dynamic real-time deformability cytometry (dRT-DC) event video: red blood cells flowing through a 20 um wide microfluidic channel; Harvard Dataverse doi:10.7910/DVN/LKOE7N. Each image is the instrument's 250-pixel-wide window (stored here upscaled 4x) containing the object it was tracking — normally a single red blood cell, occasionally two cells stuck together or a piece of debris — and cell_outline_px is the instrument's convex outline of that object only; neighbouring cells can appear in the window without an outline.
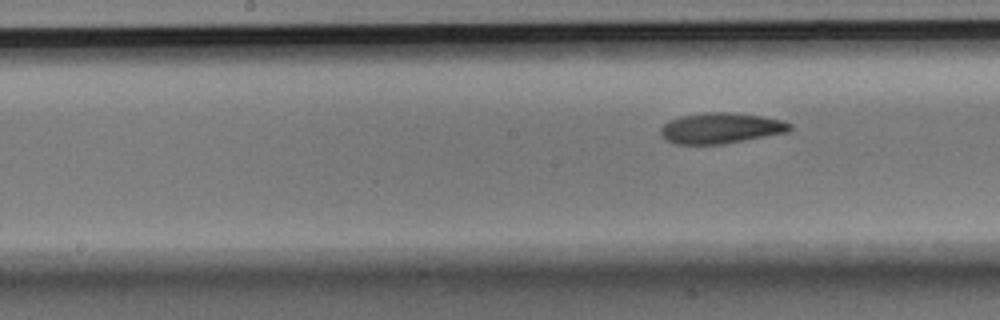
{"species": "Egyptian fruit bat (a non-hibernating species)", "species_latin": "Rousettus aegyptiacus", "temperature_condition": "room temperature", "stored_images_in_passage": 5, "segment_of_instrument_passage": [2, 2], "camera_frame_rate_fps": 3000, "um_per_image_px": 0.085, "animal": {"sex": "male"}, "frame": {"image": 1, "passage_image": 5, "time_ms": 5.667, "image_size_px": [1000, 320], "cell_outline_px": [[792, 128], [788, 132], [720, 144], [676, 144], [668, 140], [660, 132], [660, 128], [668, 120], [680, 116], [704, 112], [732, 112], [764, 116], [780, 120], [792, 124]], "centroid_in_image_um": [61.27, 10.87], "position_along_channel_um": 186.9, "area_um2": 23.0}}